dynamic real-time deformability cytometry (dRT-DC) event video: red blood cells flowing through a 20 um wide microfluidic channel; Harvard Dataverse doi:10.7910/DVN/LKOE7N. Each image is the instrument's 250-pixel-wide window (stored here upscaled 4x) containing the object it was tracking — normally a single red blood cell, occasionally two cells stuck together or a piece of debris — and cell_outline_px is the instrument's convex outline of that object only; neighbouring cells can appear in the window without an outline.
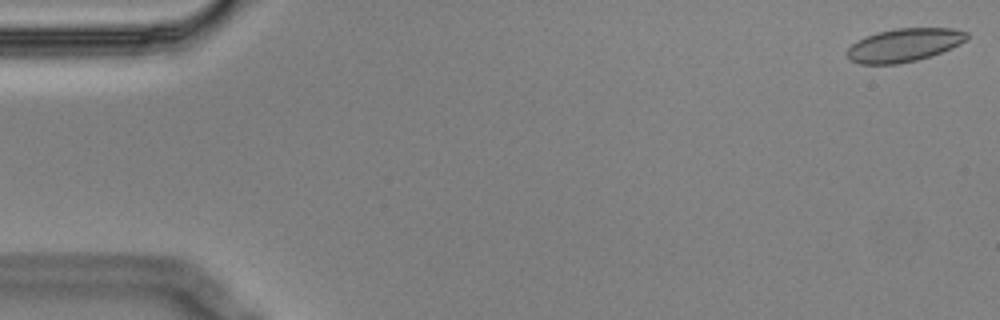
{"species": "Egyptian fruit bat (a non-hibernating species)", "species_latin": "Rousettus aegyptiacus", "temperature_condition": "cold", "stored_images_in_passage": 5, "camera_frame_rate_fps": 3000, "um_per_image_px": 0.085, "animal": {"sex": "male"}, "frame": {"image": 1, "passage_image": 1, "time_ms": 0.0, "image_size_px": [1000, 320], "cell_outline_px": [[968, 40], [952, 48], [916, 60], [896, 64], [860, 64], [852, 60], [848, 56], [848, 48], [852, 44], [876, 32], [896, 28], [952, 28], [968, 32]], "centroid_in_image_um": [76.89, 3.82], "position_along_channel_um": 8.1, "area_um2": 22.95}}